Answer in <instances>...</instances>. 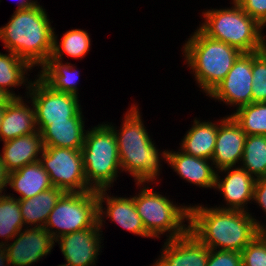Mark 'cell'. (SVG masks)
Listing matches in <instances>:
<instances>
[{"mask_svg":"<svg viewBox=\"0 0 266 266\" xmlns=\"http://www.w3.org/2000/svg\"><path fill=\"white\" fill-rule=\"evenodd\" d=\"M18 1V0H16ZM1 2V0H0ZM17 7L16 10H21V9H29L37 5L39 2L38 0H19L17 2Z\"/></svg>","mask_w":266,"mask_h":266,"instance_id":"37","label":"cell"},{"mask_svg":"<svg viewBox=\"0 0 266 266\" xmlns=\"http://www.w3.org/2000/svg\"><path fill=\"white\" fill-rule=\"evenodd\" d=\"M97 222V191L65 192L49 214L44 229L57 239L93 227Z\"/></svg>","mask_w":266,"mask_h":266,"instance_id":"8","label":"cell"},{"mask_svg":"<svg viewBox=\"0 0 266 266\" xmlns=\"http://www.w3.org/2000/svg\"><path fill=\"white\" fill-rule=\"evenodd\" d=\"M252 53H242L226 77L207 95L233 109L252 103Z\"/></svg>","mask_w":266,"mask_h":266,"instance_id":"11","label":"cell"},{"mask_svg":"<svg viewBox=\"0 0 266 266\" xmlns=\"http://www.w3.org/2000/svg\"><path fill=\"white\" fill-rule=\"evenodd\" d=\"M255 182L256 179L240 166L218 170L214 190L220 192L224 204H214V207L250 212L248 205L253 201Z\"/></svg>","mask_w":266,"mask_h":266,"instance_id":"15","label":"cell"},{"mask_svg":"<svg viewBox=\"0 0 266 266\" xmlns=\"http://www.w3.org/2000/svg\"><path fill=\"white\" fill-rule=\"evenodd\" d=\"M54 30L53 40V52L52 57L60 61H64L65 56L71 57L72 60H83L88 53L92 45L90 33L88 31L76 28L66 31L59 40L57 32ZM65 55V56H64Z\"/></svg>","mask_w":266,"mask_h":266,"instance_id":"27","label":"cell"},{"mask_svg":"<svg viewBox=\"0 0 266 266\" xmlns=\"http://www.w3.org/2000/svg\"><path fill=\"white\" fill-rule=\"evenodd\" d=\"M0 266H10L4 245H0Z\"/></svg>","mask_w":266,"mask_h":266,"instance_id":"40","label":"cell"},{"mask_svg":"<svg viewBox=\"0 0 266 266\" xmlns=\"http://www.w3.org/2000/svg\"><path fill=\"white\" fill-rule=\"evenodd\" d=\"M81 152L88 186L95 191L113 188L122 173L113 130L105 122L88 128Z\"/></svg>","mask_w":266,"mask_h":266,"instance_id":"7","label":"cell"},{"mask_svg":"<svg viewBox=\"0 0 266 266\" xmlns=\"http://www.w3.org/2000/svg\"><path fill=\"white\" fill-rule=\"evenodd\" d=\"M7 180L8 172L6 171L4 163L1 161L0 157V195L7 193Z\"/></svg>","mask_w":266,"mask_h":266,"instance_id":"36","label":"cell"},{"mask_svg":"<svg viewBox=\"0 0 266 266\" xmlns=\"http://www.w3.org/2000/svg\"><path fill=\"white\" fill-rule=\"evenodd\" d=\"M4 245L10 266H32L51 254L55 239L44 228L25 227Z\"/></svg>","mask_w":266,"mask_h":266,"instance_id":"14","label":"cell"},{"mask_svg":"<svg viewBox=\"0 0 266 266\" xmlns=\"http://www.w3.org/2000/svg\"><path fill=\"white\" fill-rule=\"evenodd\" d=\"M57 266H68V265L65 264V263H62V264H59V265H57Z\"/></svg>","mask_w":266,"mask_h":266,"instance_id":"42","label":"cell"},{"mask_svg":"<svg viewBox=\"0 0 266 266\" xmlns=\"http://www.w3.org/2000/svg\"><path fill=\"white\" fill-rule=\"evenodd\" d=\"M251 18L262 27L266 24V0H234Z\"/></svg>","mask_w":266,"mask_h":266,"instance_id":"34","label":"cell"},{"mask_svg":"<svg viewBox=\"0 0 266 266\" xmlns=\"http://www.w3.org/2000/svg\"><path fill=\"white\" fill-rule=\"evenodd\" d=\"M64 193L62 188L52 187L34 197L19 200L24 226L44 228L49 214Z\"/></svg>","mask_w":266,"mask_h":266,"instance_id":"26","label":"cell"},{"mask_svg":"<svg viewBox=\"0 0 266 266\" xmlns=\"http://www.w3.org/2000/svg\"><path fill=\"white\" fill-rule=\"evenodd\" d=\"M240 253L242 266H266V246L257 236Z\"/></svg>","mask_w":266,"mask_h":266,"instance_id":"32","label":"cell"},{"mask_svg":"<svg viewBox=\"0 0 266 266\" xmlns=\"http://www.w3.org/2000/svg\"><path fill=\"white\" fill-rule=\"evenodd\" d=\"M13 97L5 90L0 89V107H5Z\"/></svg>","mask_w":266,"mask_h":266,"instance_id":"39","label":"cell"},{"mask_svg":"<svg viewBox=\"0 0 266 266\" xmlns=\"http://www.w3.org/2000/svg\"><path fill=\"white\" fill-rule=\"evenodd\" d=\"M257 237L266 246V223L262 220H260V223L257 224Z\"/></svg>","mask_w":266,"mask_h":266,"instance_id":"38","label":"cell"},{"mask_svg":"<svg viewBox=\"0 0 266 266\" xmlns=\"http://www.w3.org/2000/svg\"><path fill=\"white\" fill-rule=\"evenodd\" d=\"M189 205V232L210 249L241 252L257 236L255 213Z\"/></svg>","mask_w":266,"mask_h":266,"instance_id":"2","label":"cell"},{"mask_svg":"<svg viewBox=\"0 0 266 266\" xmlns=\"http://www.w3.org/2000/svg\"><path fill=\"white\" fill-rule=\"evenodd\" d=\"M27 97L33 104L40 133L52 122L67 121L82 109L80 97L53 90L37 74H34Z\"/></svg>","mask_w":266,"mask_h":266,"instance_id":"9","label":"cell"},{"mask_svg":"<svg viewBox=\"0 0 266 266\" xmlns=\"http://www.w3.org/2000/svg\"><path fill=\"white\" fill-rule=\"evenodd\" d=\"M206 266H242L241 253L238 251L210 249Z\"/></svg>","mask_w":266,"mask_h":266,"instance_id":"33","label":"cell"},{"mask_svg":"<svg viewBox=\"0 0 266 266\" xmlns=\"http://www.w3.org/2000/svg\"><path fill=\"white\" fill-rule=\"evenodd\" d=\"M229 7L206 8L197 26L208 37L239 49L242 53L261 51L266 47L263 27L234 0Z\"/></svg>","mask_w":266,"mask_h":266,"instance_id":"5","label":"cell"},{"mask_svg":"<svg viewBox=\"0 0 266 266\" xmlns=\"http://www.w3.org/2000/svg\"><path fill=\"white\" fill-rule=\"evenodd\" d=\"M229 113L246 135H266V102L250 103Z\"/></svg>","mask_w":266,"mask_h":266,"instance_id":"30","label":"cell"},{"mask_svg":"<svg viewBox=\"0 0 266 266\" xmlns=\"http://www.w3.org/2000/svg\"><path fill=\"white\" fill-rule=\"evenodd\" d=\"M129 106L121 117L120 127L105 121L116 137L121 171L133 177L135 183H161L159 177L163 162L167 163L168 148L160 150L157 147L144 124L139 105L132 103Z\"/></svg>","mask_w":266,"mask_h":266,"instance_id":"1","label":"cell"},{"mask_svg":"<svg viewBox=\"0 0 266 266\" xmlns=\"http://www.w3.org/2000/svg\"><path fill=\"white\" fill-rule=\"evenodd\" d=\"M246 136V133L231 115L220 117L212 157V163L217 171L240 166Z\"/></svg>","mask_w":266,"mask_h":266,"instance_id":"17","label":"cell"},{"mask_svg":"<svg viewBox=\"0 0 266 266\" xmlns=\"http://www.w3.org/2000/svg\"><path fill=\"white\" fill-rule=\"evenodd\" d=\"M75 64L54 59L52 56L39 68L37 75L53 90L79 97L80 71Z\"/></svg>","mask_w":266,"mask_h":266,"instance_id":"25","label":"cell"},{"mask_svg":"<svg viewBox=\"0 0 266 266\" xmlns=\"http://www.w3.org/2000/svg\"><path fill=\"white\" fill-rule=\"evenodd\" d=\"M37 131L35 111L29 98H13L4 110L0 141L5 142Z\"/></svg>","mask_w":266,"mask_h":266,"instance_id":"20","label":"cell"},{"mask_svg":"<svg viewBox=\"0 0 266 266\" xmlns=\"http://www.w3.org/2000/svg\"><path fill=\"white\" fill-rule=\"evenodd\" d=\"M33 72V67L15 53L7 50L4 54L0 52V89L5 90L13 98H23L28 95L33 80V77L30 79L29 76ZM20 87L25 88L24 96L13 91Z\"/></svg>","mask_w":266,"mask_h":266,"instance_id":"24","label":"cell"},{"mask_svg":"<svg viewBox=\"0 0 266 266\" xmlns=\"http://www.w3.org/2000/svg\"><path fill=\"white\" fill-rule=\"evenodd\" d=\"M252 103L266 102V47L252 52Z\"/></svg>","mask_w":266,"mask_h":266,"instance_id":"31","label":"cell"},{"mask_svg":"<svg viewBox=\"0 0 266 266\" xmlns=\"http://www.w3.org/2000/svg\"><path fill=\"white\" fill-rule=\"evenodd\" d=\"M83 108L67 121L52 122L42 132L44 147H60L81 150L88 126Z\"/></svg>","mask_w":266,"mask_h":266,"instance_id":"21","label":"cell"},{"mask_svg":"<svg viewBox=\"0 0 266 266\" xmlns=\"http://www.w3.org/2000/svg\"><path fill=\"white\" fill-rule=\"evenodd\" d=\"M39 161L54 187L65 192L92 191L85 177L81 150L44 147Z\"/></svg>","mask_w":266,"mask_h":266,"instance_id":"10","label":"cell"},{"mask_svg":"<svg viewBox=\"0 0 266 266\" xmlns=\"http://www.w3.org/2000/svg\"><path fill=\"white\" fill-rule=\"evenodd\" d=\"M240 167L255 179L266 176V135H247Z\"/></svg>","mask_w":266,"mask_h":266,"instance_id":"29","label":"cell"},{"mask_svg":"<svg viewBox=\"0 0 266 266\" xmlns=\"http://www.w3.org/2000/svg\"><path fill=\"white\" fill-rule=\"evenodd\" d=\"M155 266H206L210 248L201 243L191 232L165 240Z\"/></svg>","mask_w":266,"mask_h":266,"instance_id":"16","label":"cell"},{"mask_svg":"<svg viewBox=\"0 0 266 266\" xmlns=\"http://www.w3.org/2000/svg\"><path fill=\"white\" fill-rule=\"evenodd\" d=\"M256 203V207L262 209L264 214V222L266 221V176L256 179L254 186V194L252 204Z\"/></svg>","mask_w":266,"mask_h":266,"instance_id":"35","label":"cell"},{"mask_svg":"<svg viewBox=\"0 0 266 266\" xmlns=\"http://www.w3.org/2000/svg\"><path fill=\"white\" fill-rule=\"evenodd\" d=\"M152 184L159 183H135L136 189L140 190L133 195L146 232L153 239L166 237L164 240H170L184 236L189 231L190 205L176 203L169 196L154 190Z\"/></svg>","mask_w":266,"mask_h":266,"instance_id":"6","label":"cell"},{"mask_svg":"<svg viewBox=\"0 0 266 266\" xmlns=\"http://www.w3.org/2000/svg\"><path fill=\"white\" fill-rule=\"evenodd\" d=\"M191 122L178 148L186 154L212 160L219 119L202 121L200 117H194Z\"/></svg>","mask_w":266,"mask_h":266,"instance_id":"22","label":"cell"},{"mask_svg":"<svg viewBox=\"0 0 266 266\" xmlns=\"http://www.w3.org/2000/svg\"><path fill=\"white\" fill-rule=\"evenodd\" d=\"M4 110H5V107H0V127H1L3 116H4Z\"/></svg>","mask_w":266,"mask_h":266,"instance_id":"41","label":"cell"},{"mask_svg":"<svg viewBox=\"0 0 266 266\" xmlns=\"http://www.w3.org/2000/svg\"><path fill=\"white\" fill-rule=\"evenodd\" d=\"M25 228L19 199L0 195V245H5Z\"/></svg>","mask_w":266,"mask_h":266,"instance_id":"28","label":"cell"},{"mask_svg":"<svg viewBox=\"0 0 266 266\" xmlns=\"http://www.w3.org/2000/svg\"><path fill=\"white\" fill-rule=\"evenodd\" d=\"M181 46L183 62L204 96L226 77L242 54L236 47L208 37L198 27Z\"/></svg>","mask_w":266,"mask_h":266,"instance_id":"4","label":"cell"},{"mask_svg":"<svg viewBox=\"0 0 266 266\" xmlns=\"http://www.w3.org/2000/svg\"><path fill=\"white\" fill-rule=\"evenodd\" d=\"M111 189L97 191L98 199V223L103 232L106 220L114 225H119L122 229L144 238L153 239L145 230L141 217L137 213L133 195L129 197L116 195L114 196ZM109 194H108V193ZM105 205V206H103ZM106 219V220H105Z\"/></svg>","mask_w":266,"mask_h":266,"instance_id":"12","label":"cell"},{"mask_svg":"<svg viewBox=\"0 0 266 266\" xmlns=\"http://www.w3.org/2000/svg\"><path fill=\"white\" fill-rule=\"evenodd\" d=\"M103 232L97 222L93 227L55 239L68 266H96L104 248ZM103 243V244H102Z\"/></svg>","mask_w":266,"mask_h":266,"instance_id":"13","label":"cell"},{"mask_svg":"<svg viewBox=\"0 0 266 266\" xmlns=\"http://www.w3.org/2000/svg\"><path fill=\"white\" fill-rule=\"evenodd\" d=\"M11 188L16 194L7 195L19 200L28 199L54 187L48 173L44 170L40 161L27 164L18 170L8 173L7 188ZM16 195V196H15Z\"/></svg>","mask_w":266,"mask_h":266,"instance_id":"23","label":"cell"},{"mask_svg":"<svg viewBox=\"0 0 266 266\" xmlns=\"http://www.w3.org/2000/svg\"><path fill=\"white\" fill-rule=\"evenodd\" d=\"M2 144L0 157L8 173L39 161L44 151V143L39 130Z\"/></svg>","mask_w":266,"mask_h":266,"instance_id":"19","label":"cell"},{"mask_svg":"<svg viewBox=\"0 0 266 266\" xmlns=\"http://www.w3.org/2000/svg\"><path fill=\"white\" fill-rule=\"evenodd\" d=\"M46 11L40 2L29 9H15L9 21L0 27L4 49L26 60L37 70L53 52L55 27Z\"/></svg>","mask_w":266,"mask_h":266,"instance_id":"3","label":"cell"},{"mask_svg":"<svg viewBox=\"0 0 266 266\" xmlns=\"http://www.w3.org/2000/svg\"><path fill=\"white\" fill-rule=\"evenodd\" d=\"M167 165L190 185L214 190L217 170L212 160L186 154L178 148L167 151Z\"/></svg>","mask_w":266,"mask_h":266,"instance_id":"18","label":"cell"}]
</instances>
